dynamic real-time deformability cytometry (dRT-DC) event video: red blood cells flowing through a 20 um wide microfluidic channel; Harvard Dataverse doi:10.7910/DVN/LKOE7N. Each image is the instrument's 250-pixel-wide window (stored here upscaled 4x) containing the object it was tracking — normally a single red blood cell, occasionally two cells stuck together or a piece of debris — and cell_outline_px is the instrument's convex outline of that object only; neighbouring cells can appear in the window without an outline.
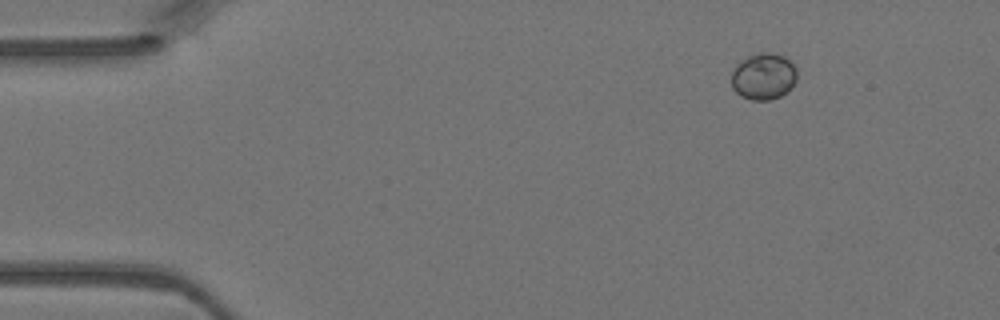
{"species": "Egyptian fruit bat (a non-hibernating species)", "species_latin": "Rousettus aegyptiacus", "temperature_condition": "warm", "stored_images_in_passage": 3, "camera_frame_rate_fps": 3000, "um_per_image_px": 0.085, "animal": {"sex": "female"}, "frame": {"image": 1, "passage_image": 1, "time_ms": 0.0, "image_size_px": [1000, 320], "cell_outline_px": [[796, 80], [792, 88], [780, 96], [768, 100], [752, 100], [740, 96], [732, 88], [732, 72], [736, 64], [740, 60], [748, 56], [760, 52], [768, 52], [784, 56], [796, 68]], "centroid_in_image_um": [64.88, 6.49], "position_along_channel_um": 20.1, "area_um2": 17.86}}